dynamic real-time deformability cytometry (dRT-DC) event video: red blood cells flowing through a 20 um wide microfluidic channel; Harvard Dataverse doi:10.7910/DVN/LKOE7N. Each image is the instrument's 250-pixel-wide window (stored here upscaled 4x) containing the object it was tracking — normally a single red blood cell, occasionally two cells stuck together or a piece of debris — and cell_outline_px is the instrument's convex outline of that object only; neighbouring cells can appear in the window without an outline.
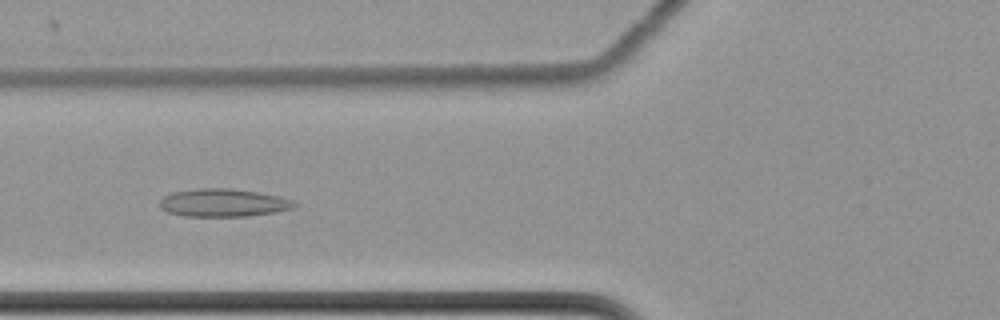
{"species": "common noctule bat (a hibernating species)", "species_latin": "Nyctalus noctula", "temperature_condition": "cold", "stored_images_in_passage": 46, "camera_frame_rate_fps": 3000, "um_per_image_px": 0.085, "animal": {"sex": "female", "body_mass_g": 22.7, "forearm_length_mm": 54.2}, "frame": {"image": 1, "passage_image": 10, "time_ms": 3.0, "image_size_px": [1000, 320], "cell_outline_px": [[296, 204], [292, 208], [276, 212], [248, 216], [184, 216], [168, 212], [160, 208], [160, 200], [164, 196], [172, 192], [196, 188], [232, 188], [256, 192], [276, 196], [292, 200]], "centroid_in_image_um": [18.93, 17.23], "position_along_channel_um": 106.9, "area_um2": 21.79}}
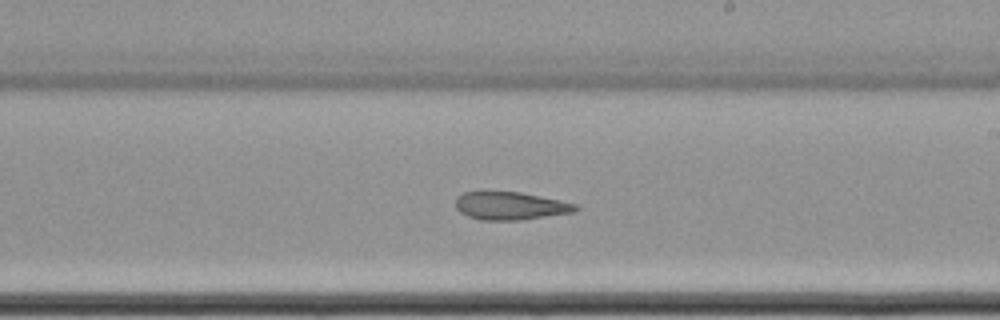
{"frame": {"image": 2, "passage_image": 22, "time_ms": 7.0, "image_size_px": [1000, 320], "cell_outline_px": [[580, 208], [576, 212], [520, 220], [480, 220], [468, 216], [460, 212], [456, 208], [456, 196], [464, 192], [520, 192], [560, 200], [576, 204]], "centroid_in_image_um": [43.4, 17.5], "position_along_channel_um": 245.6, "area_um2": 19.54}}
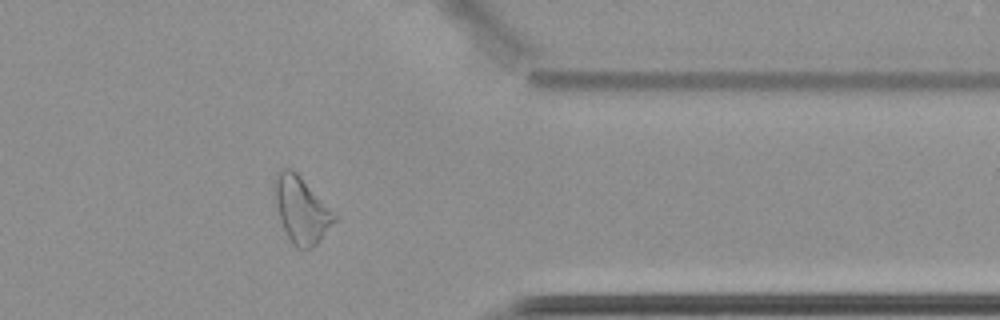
{"frame": {"image": 3, "passage_image": 35, "time_ms": 11.333, "image_size_px": [1000, 320], "cell_outline_px": [[340, 216], [320, 240], [312, 248], [296, 248], [288, 236], [280, 220], [272, 188], [272, 184], [276, 172], [280, 168], [292, 168]], "centroid_in_image_um": [25.62, 17.79], "position_along_channel_um": 385.8, "area_um2": 23.47}}